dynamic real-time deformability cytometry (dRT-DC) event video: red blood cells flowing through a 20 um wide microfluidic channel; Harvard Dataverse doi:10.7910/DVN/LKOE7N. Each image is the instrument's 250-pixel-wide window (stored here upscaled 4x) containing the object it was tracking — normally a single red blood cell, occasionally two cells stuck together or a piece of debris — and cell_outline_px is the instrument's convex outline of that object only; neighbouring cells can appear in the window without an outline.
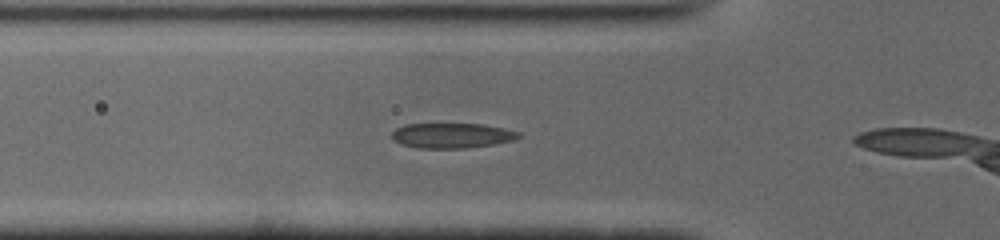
{"species": "common noctule bat (a hibernating species)", "species_latin": "Nyctalus noctula", "temperature_condition": "cold", "stored_images_in_passage": 11, "camera_frame_rate_fps": 3000, "um_per_image_px": 0.085, "animal": {"sex": "male", "body_mass_g": 19.0, "forearm_length_mm": 50.8}, "frame": {"image": 1, "passage_image": 7, "time_ms": 2.0, "image_size_px": [1000, 240], "cell_outline_px": [[524, 136], [516, 140], [468, 148], [416, 148], [400, 144], [392, 136], [392, 132], [396, 128], [404, 124], [484, 124], [504, 128], [520, 132]], "centroid_in_image_um": [38.46, 11.52], "position_along_channel_um": 87.3, "area_um2": 18.67}}
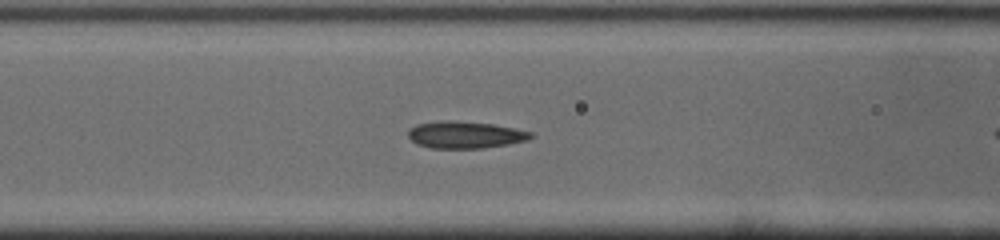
{"frame": {"image": 2, "passage_image": 10, "time_ms": 3.0, "image_size_px": [1000, 240], "cell_outline_px": [[536, 136], [528, 140], [508, 144], [480, 148], [428, 148], [416, 144], [408, 136], [408, 128], [416, 124], [444, 120], [448, 120], [492, 124], [516, 128], [532, 132]], "centroid_in_image_um": [39.54, 11.46], "position_along_channel_um": 127.1, "area_um2": 19.42}}